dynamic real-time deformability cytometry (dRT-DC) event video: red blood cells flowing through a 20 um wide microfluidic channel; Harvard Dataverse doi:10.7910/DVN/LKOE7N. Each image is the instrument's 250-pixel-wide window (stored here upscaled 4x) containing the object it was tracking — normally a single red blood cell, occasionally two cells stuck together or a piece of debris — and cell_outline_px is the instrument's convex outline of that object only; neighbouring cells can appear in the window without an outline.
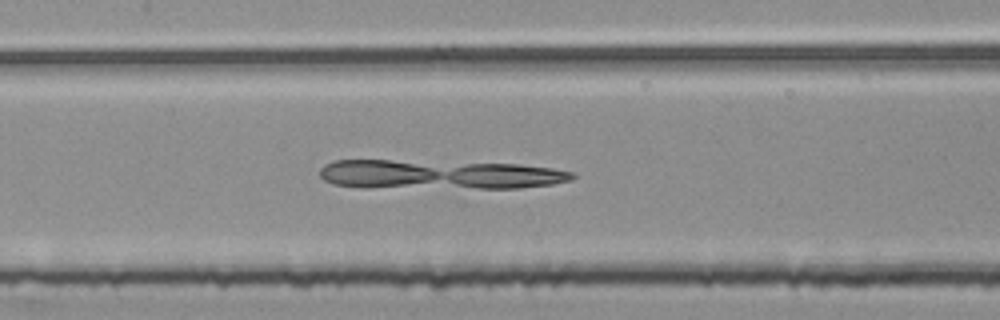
{"species": "common noctule bat (a hibernating species)", "species_latin": "Nyctalus noctula", "temperature_condition": "room temperature", "stored_images_in_passage": 41, "camera_frame_rate_fps": 3000, "um_per_image_px": 0.085, "animal": {"sex": "female", "body_mass_g": 25.1}, "frame": {"image": 1, "passage_image": 13, "time_ms": 4.0, "image_size_px": [1000, 320], "cell_outline_px": [[576, 176], [572, 180], [552, 184], [520, 188], [360, 188], [332, 184], [324, 180], [320, 176], [320, 168], [324, 164], [336, 160], [392, 160], [520, 164], [552, 168], [576, 172]], "centroid_in_image_um": [37.31, 14.85], "position_along_channel_um": 170.1, "area_um2": 43.81}}
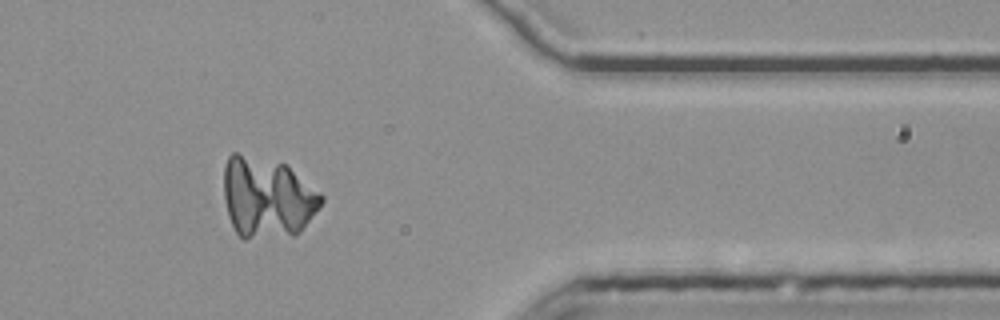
{"frame": {"image": 2, "passage_image": 32, "time_ms": 10.333, "image_size_px": [1000, 320], "cell_outline_px": [[324, 200], [300, 232], [296, 236], [244, 240], [236, 232], [228, 216], [224, 200], [224, 164], [228, 156], [232, 152], [236, 152], [284, 164], [320, 192], [324, 196]], "centroid_in_image_um": [22.68, 16.83], "position_along_channel_um": 388.7, "area_um2": 46.07}}
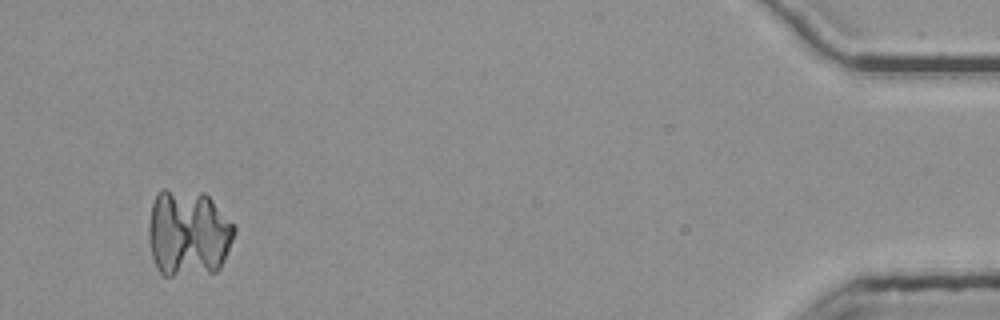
{"frame": {"image": 3, "passage_image": 39, "time_ms": 12.667, "image_size_px": [1000, 320], "cell_outline_px": [[236, 232], [220, 268], [216, 272], [172, 276], [164, 276], [156, 268], [152, 256], [148, 240], [148, 228], [152, 204], [156, 192], [160, 188], [164, 188], [204, 192], [212, 200], [236, 228]], "centroid_in_image_um": [15.97, 19.81], "position_along_channel_um": 419.2, "area_um2": 43.99}}